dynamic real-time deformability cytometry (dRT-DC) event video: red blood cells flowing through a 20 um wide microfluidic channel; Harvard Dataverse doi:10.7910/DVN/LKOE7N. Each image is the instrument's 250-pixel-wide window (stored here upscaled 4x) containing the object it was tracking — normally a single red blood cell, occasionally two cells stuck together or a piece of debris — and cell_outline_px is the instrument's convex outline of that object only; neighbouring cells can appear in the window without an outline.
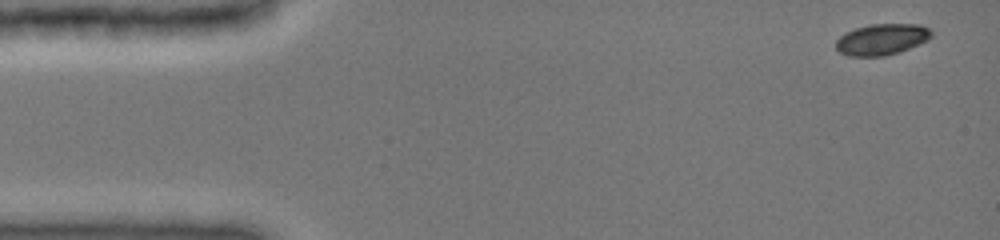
{"species": "common noctule bat (a hibernating species)", "species_latin": "Nyctalus noctula", "temperature_condition": "cold", "stored_images_in_passage": 43, "camera_frame_rate_fps": 3000, "um_per_image_px": 0.085, "animal": {"sex": "female", "body_mass_g": 19.0, "forearm_length_mm": 51.5}, "frame": {"image": 1, "passage_image": 1, "time_ms": 0.0, "image_size_px": [1000, 240], "cell_outline_px": [[932, 36], [928, 40], [900, 52], [884, 56], [848, 56], [840, 52], [836, 48], [836, 40], [844, 32], [856, 28], [872, 24], [920, 24], [928, 28], [932, 32]], "centroid_in_image_um": [74.95, 3.35], "position_along_channel_um": 10.0, "area_um2": 17.4}}
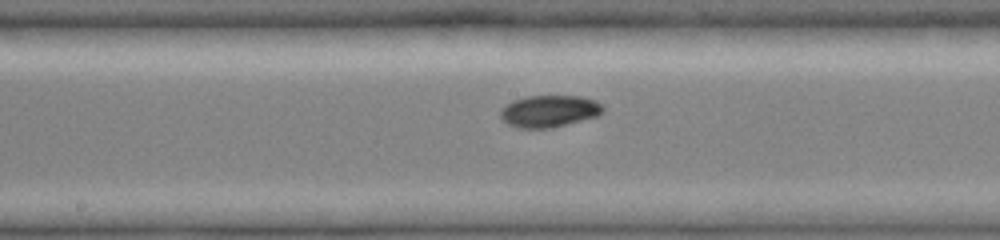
{"frame": {"image": 2, "passage_image": 18, "time_ms": 7.667, "image_size_px": [1000, 240], "cell_outline_px": [[604, 112], [596, 116], [552, 128], [520, 128], [508, 124], [500, 116], [500, 108], [512, 100], [528, 96], [580, 96], [596, 100], [604, 104]], "centroid_in_image_um": [46.7, 9.44], "position_along_channel_um": 201.5, "area_um2": 19.19}}
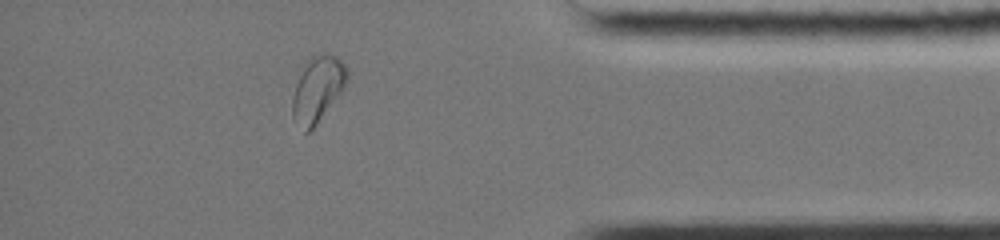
{"frame": {"image": 3, "passage_image": 36, "time_ms": 13.333, "image_size_px": [1000, 240], "cell_outline_px": [[348, 80], [344, 88], [316, 124], [308, 132], [304, 132], [292, 116], [292, 96], [296, 84], [308, 60], [312, 56], [320, 52], [324, 52], [336, 56], [348, 68]], "centroid_in_image_um": [27.01, 7.55], "position_along_channel_um": 408.2, "area_um2": 20.63}, "authors_computed_cell_mechanics": {"area_um2": 18.9006, "velocity_mm_per_s": 3.9512, "shape_relaxation_time_tau1_ms": 4.8783, "shape_relaxation_time_tau2_ms": null, "deformation_change_tau1": 0.1295, "deformation_change_tau2": null}}